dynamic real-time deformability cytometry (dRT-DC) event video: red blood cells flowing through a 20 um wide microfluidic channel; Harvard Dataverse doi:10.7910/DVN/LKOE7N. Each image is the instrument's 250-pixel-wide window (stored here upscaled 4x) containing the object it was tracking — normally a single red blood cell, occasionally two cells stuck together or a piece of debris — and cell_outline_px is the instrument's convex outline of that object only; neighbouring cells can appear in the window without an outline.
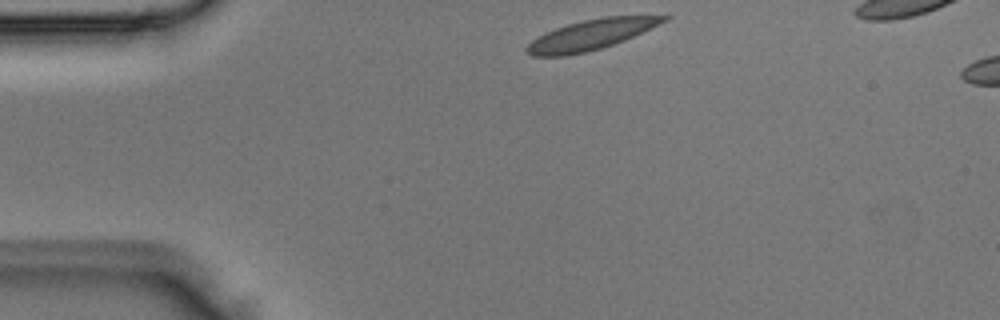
{"species": "Egyptian fruit bat (a non-hibernating species)", "species_latin": "Rousettus aegyptiacus", "temperature_condition": "room temperature", "stored_images_in_passage": 2, "camera_frame_rate_fps": 3000, "um_per_image_px": 0.085, "animal": {"sex": "male"}, "frame": {"image": 1, "passage_image": 1, "time_ms": 0.0, "image_size_px": [1000, 320], "cell_outline_px": [[672, 16], [668, 20], [624, 40], [600, 48], [568, 56], [532, 56], [524, 52], [524, 48], [532, 40], [544, 32], [568, 24], [584, 20], [604, 16]], "centroid_in_image_um": [50.16, 2.96], "position_along_channel_um": 34.8, "area_um2": 23.87}}